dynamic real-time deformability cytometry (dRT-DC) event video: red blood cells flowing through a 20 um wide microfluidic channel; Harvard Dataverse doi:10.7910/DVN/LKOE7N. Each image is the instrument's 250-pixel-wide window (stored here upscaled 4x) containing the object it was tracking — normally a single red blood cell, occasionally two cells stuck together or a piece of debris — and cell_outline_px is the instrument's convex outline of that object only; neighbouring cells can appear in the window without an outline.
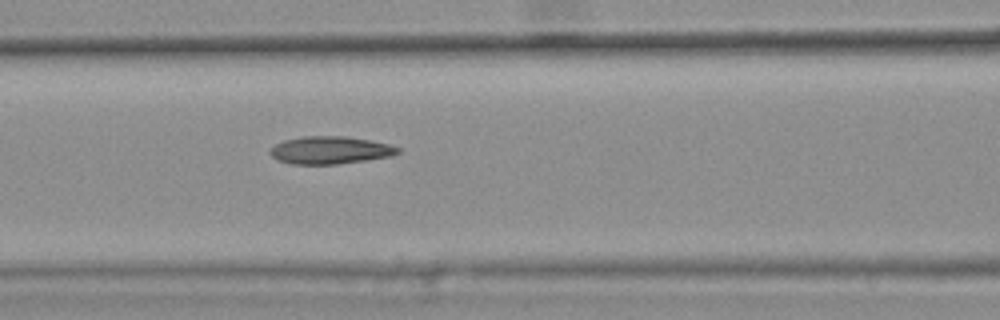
{"species": "common noctule bat (a hibernating species)", "species_latin": "Nyctalus noctula", "temperature_condition": "warm", "stored_images_in_passage": 44, "camera_frame_rate_fps": 3000, "um_per_image_px": 0.085, "animal": {"sex": "female", "body_mass_g": 25.1}, "frame": {"image": 1, "passage_image": 19, "time_ms": 6.0, "image_size_px": [1000, 320], "cell_outline_px": [[400, 152], [392, 156], [336, 164], [288, 164], [276, 160], [268, 152], [276, 144], [284, 140], [304, 136], [344, 136], [372, 140], [388, 144], [400, 148]], "centroid_in_image_um": [28.05, 12.76], "position_along_channel_um": 138.6, "area_um2": 20.58}, "authors_computed_cell_mechanics": {"area_um2": 20.5479, "velocity_mm_per_s": 3.8131, "shape_relaxation_time_tau1_ms": null, "shape_relaxation_time_tau2_ms": 4.1394, "deformation_change_tau1": null, "deformation_change_tau2": 0.1322}}